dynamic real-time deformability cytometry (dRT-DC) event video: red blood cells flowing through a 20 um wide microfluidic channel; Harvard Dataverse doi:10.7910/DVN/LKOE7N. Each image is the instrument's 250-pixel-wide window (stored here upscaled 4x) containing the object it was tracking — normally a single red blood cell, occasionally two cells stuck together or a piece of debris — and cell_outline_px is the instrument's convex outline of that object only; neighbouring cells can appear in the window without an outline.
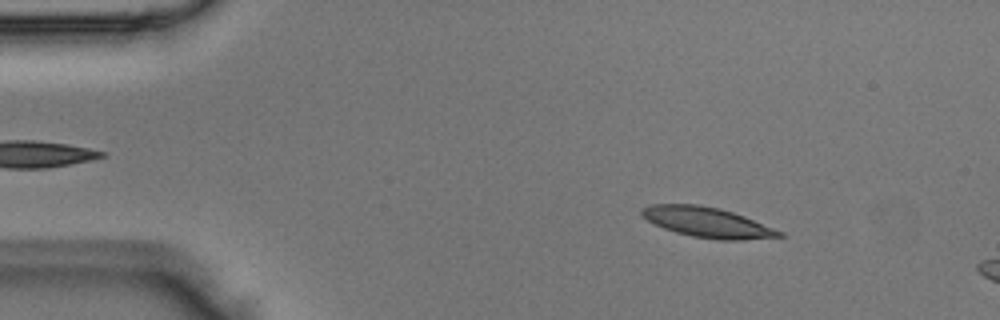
{"species": "Egyptian fruit bat (a non-hibernating species)", "species_latin": "Rousettus aegyptiacus", "temperature_condition": "room temperature", "stored_images_in_passage": 10, "camera_frame_rate_fps": 3000, "um_per_image_px": 0.085, "animal": {"sex": "male"}, "frame": {"image": 1, "passage_image": 4, "time_ms": 1.0, "image_size_px": [1000, 320], "cell_outline_px": [[788, 236], [744, 240], [716, 240], [692, 236], [676, 232], [664, 228], [648, 220], [640, 212], [640, 208], [652, 204], [696, 204], [720, 208], [744, 216], [784, 232]], "centroid_in_image_um": [60.17, 18.9], "position_along_channel_um": 24.8, "area_um2": 24.16}}